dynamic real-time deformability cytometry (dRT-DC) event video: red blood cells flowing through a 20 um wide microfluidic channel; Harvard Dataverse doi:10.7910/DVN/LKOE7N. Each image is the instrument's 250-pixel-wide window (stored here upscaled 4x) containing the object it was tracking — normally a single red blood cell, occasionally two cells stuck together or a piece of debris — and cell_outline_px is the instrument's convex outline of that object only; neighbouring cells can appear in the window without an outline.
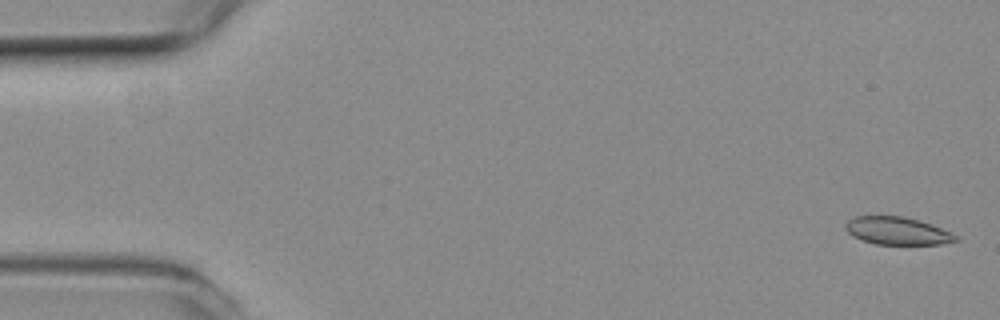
{"species": "common noctule bat (a hibernating species)", "species_latin": "Nyctalus noctula", "temperature_condition": "room temperature", "stored_images_in_passage": 4, "camera_frame_rate_fps": 3000, "um_per_image_px": 0.085, "animal": {"sex": "female", "body_mass_g": 19.3, "forearm_length_mm": 54.1}, "frame": {"image": 1, "passage_image": 1, "time_ms": 0.0, "image_size_px": [1000, 320], "cell_outline_px": [[960, 240], [940, 244], [876, 244], [852, 236], [844, 228], [844, 224], [848, 220], [856, 216], [904, 216], [932, 224], [952, 232]], "centroid_in_image_um": [76.27, 19.61], "position_along_channel_um": 8.7, "area_um2": 17.8}}